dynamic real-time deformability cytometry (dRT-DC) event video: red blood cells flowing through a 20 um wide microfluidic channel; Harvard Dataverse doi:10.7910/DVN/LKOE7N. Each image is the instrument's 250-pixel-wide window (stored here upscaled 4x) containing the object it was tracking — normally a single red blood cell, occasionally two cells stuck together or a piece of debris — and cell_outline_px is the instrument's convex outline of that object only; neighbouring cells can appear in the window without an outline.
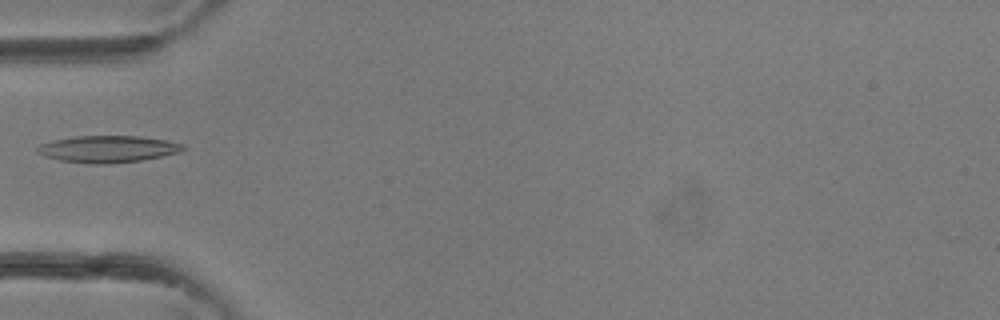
{"species": "common noctule bat (a hibernating species)", "species_latin": "Nyctalus noctula", "temperature_condition": "room temperature", "stored_images_in_passage": 4, "camera_frame_rate_fps": 3000, "um_per_image_px": 0.085, "animal": {"sex": "female"}, "frame": {"image": 1, "passage_image": 4, "time_ms": 1.0, "image_size_px": [1000, 320], "cell_outline_px": [[188, 148], [180, 152], [140, 160], [108, 164], [92, 164], [60, 160], [44, 156], [36, 152], [36, 148], [40, 144], [52, 140], [76, 136], [140, 136], [164, 140], [184, 144]], "centroid_in_image_um": [9.15, 12.66], "position_along_channel_um": 75.9, "area_um2": 22.77}}